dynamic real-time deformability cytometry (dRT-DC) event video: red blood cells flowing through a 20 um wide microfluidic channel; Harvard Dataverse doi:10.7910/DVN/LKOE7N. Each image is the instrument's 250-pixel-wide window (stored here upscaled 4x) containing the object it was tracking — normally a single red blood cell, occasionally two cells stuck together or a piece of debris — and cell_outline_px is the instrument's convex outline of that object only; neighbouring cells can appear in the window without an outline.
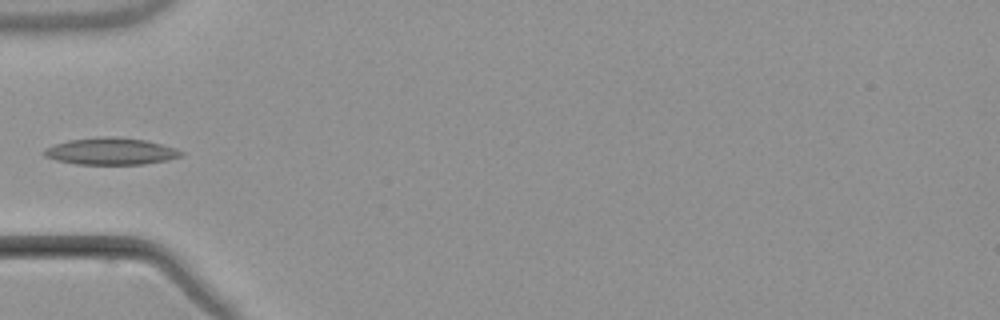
{"species": "common noctule bat (a hibernating species)", "species_latin": "Nyctalus noctula", "temperature_condition": "warm", "stored_images_in_passage": 3, "camera_frame_rate_fps": 3000, "um_per_image_px": 0.085, "animal": {"sex": "male", "body_mass_g": 21.5, "forearm_length_mm": 52.0}, "frame": {"image": 1, "passage_image": 3, "time_ms": 2.667, "image_size_px": [1000, 320], "cell_outline_px": [[184, 156], [168, 160], [144, 164], [76, 164], [56, 160], [44, 156], [44, 148], [68, 140], [104, 136], [144, 140], [176, 148], [184, 152]], "centroid_in_image_um": [9.44, 12.87], "position_along_channel_um": 75.6, "area_um2": 21.33}}